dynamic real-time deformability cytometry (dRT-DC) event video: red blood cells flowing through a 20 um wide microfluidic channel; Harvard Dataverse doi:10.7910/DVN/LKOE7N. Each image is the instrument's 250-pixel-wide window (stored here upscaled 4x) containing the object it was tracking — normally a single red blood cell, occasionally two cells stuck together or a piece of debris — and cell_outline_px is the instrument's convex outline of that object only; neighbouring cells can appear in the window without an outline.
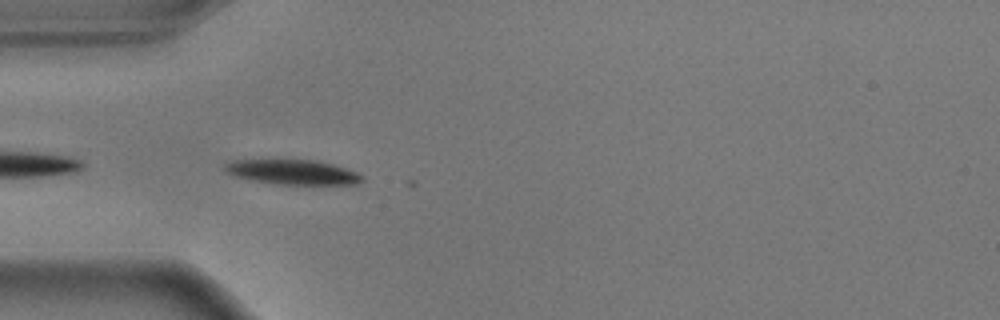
{"species": "common noctule bat (a hibernating species)", "species_latin": "Nyctalus noctula", "temperature_condition": "warm", "stored_images_in_passage": 4, "camera_frame_rate_fps": 3000, "um_per_image_px": 0.085, "animal": {"sex": "male", "body_mass_g": 17.9}, "frame": {"image": 1, "passage_image": 2, "time_ms": 0.333, "image_size_px": [1000, 320], "cell_outline_px": [[364, 180], [356, 184], [268, 184], [236, 176], [228, 172], [224, 168], [224, 164], [236, 160], [316, 160], [332, 164], [356, 172], [364, 176]], "centroid_in_image_um": [24.89, 14.63], "position_along_channel_um": 60.1, "area_um2": 19.65}}